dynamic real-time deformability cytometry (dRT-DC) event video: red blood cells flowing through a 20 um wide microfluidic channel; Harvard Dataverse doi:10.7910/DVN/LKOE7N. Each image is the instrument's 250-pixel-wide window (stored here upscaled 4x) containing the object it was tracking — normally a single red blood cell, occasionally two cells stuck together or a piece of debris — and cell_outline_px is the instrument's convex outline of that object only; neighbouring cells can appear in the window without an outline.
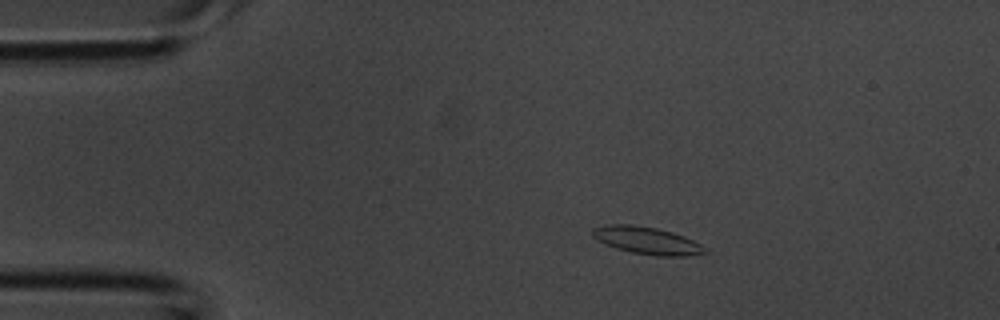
{"species": "common noctule bat (a hibernating species)", "species_latin": "Nyctalus noctula", "temperature_condition": "room temperature", "stored_images_in_passage": 4, "camera_frame_rate_fps": 3000, "um_per_image_px": 0.085, "animal": {"sex": "male", "body_mass_g": 20.1, "forearm_length_mm": 53.5}, "frame": {"image": 1, "passage_image": 2, "time_ms": 0.333, "image_size_px": [1000, 320], "cell_outline_px": [[708, 252], [692, 256], [656, 256], [632, 252], [616, 248], [604, 244], [596, 240], [592, 236], [592, 228], [608, 224], [632, 224], [656, 228], [672, 232], [684, 236], [700, 244]], "centroid_in_image_um": [54.96, 20.44], "position_along_channel_um": 30.0, "area_um2": 17.98}}